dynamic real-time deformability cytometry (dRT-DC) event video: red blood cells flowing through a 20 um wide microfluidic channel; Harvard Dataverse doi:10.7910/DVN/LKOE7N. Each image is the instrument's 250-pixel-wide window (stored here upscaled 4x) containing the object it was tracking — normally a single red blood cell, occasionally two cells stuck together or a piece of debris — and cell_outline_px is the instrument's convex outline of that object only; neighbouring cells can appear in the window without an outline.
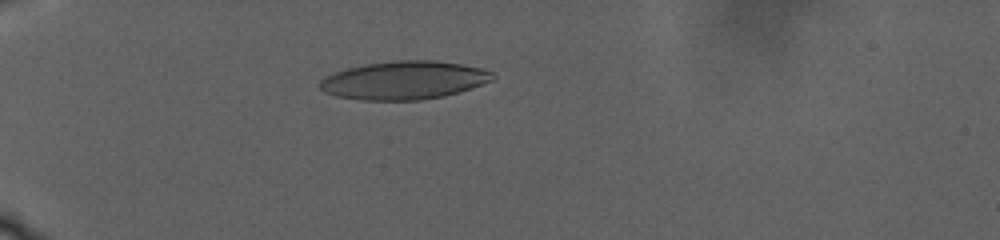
{"species": "human", "species_latin": "Homo sapiens", "temperature_condition": "warm", "stored_images_in_passage": 86, "camera_frame_rate_fps": 3000, "um_per_image_px": 0.085, "donor": {"sex": "male"}, "frame": {"image": 1, "passage_image": 32, "time_ms": 11.0, "image_size_px": [1000, 240], "cell_outline_px": [[496, 76], [492, 80], [472, 88], [444, 96], [420, 100], [364, 100], [336, 96], [324, 92], [320, 88], [320, 80], [324, 76], [348, 68], [364, 64], [396, 60], [436, 60], [484, 68], [496, 72]], "centroid_in_image_um": [34.38, 6.81], "position_along_channel_um": 50.6, "area_um2": 38.73}}
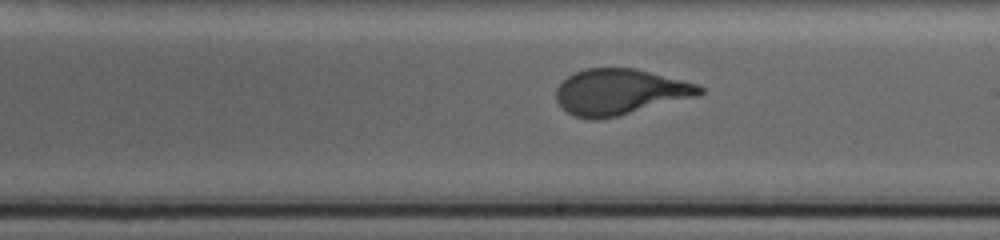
{"frame": {"image": 2, "passage_image": 61, "time_ms": 21.667, "image_size_px": [1000, 240], "cell_outline_px": [[704, 92], [696, 96], [616, 116], [596, 120], [592, 120], [572, 116], [556, 100], [556, 88], [568, 76], [584, 68], [636, 68], [700, 84], [704, 88]], "centroid_in_image_um": [52.69, 7.8], "position_along_channel_um": 236.3, "area_um2": 38.15}}
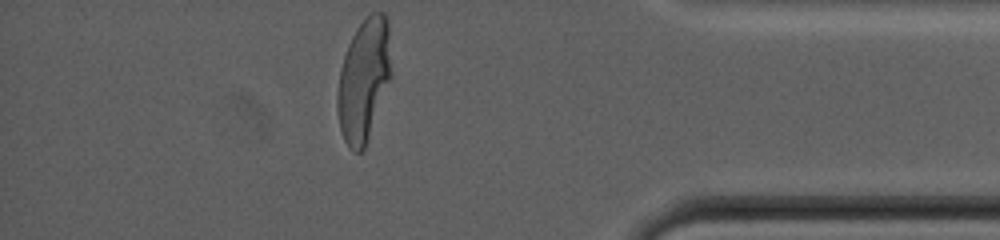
{"frame": {"image": 3, "passage_image": 86, "time_ms": 30.667, "image_size_px": [1000, 240], "cell_outline_px": [[392, 76], [364, 148], [360, 152], [356, 152], [348, 148], [340, 132], [336, 108], [336, 92], [340, 68], [348, 44], [356, 28], [372, 12], [384, 12], [388, 20], [392, 72]], "centroid_in_image_um": [30.91, 6.8], "position_along_channel_um": 404.3, "area_um2": 38.84}, "authors_computed_cell_mechanics": {"area_um2": 38.726, "velocity_mm_per_s": 2.1178, "shape_relaxation_time_tau1_ms": 8.7575, "shape_relaxation_time_tau2_ms": null, "deformation_change_tau1": 0.2617, "deformation_change_tau2": null}}